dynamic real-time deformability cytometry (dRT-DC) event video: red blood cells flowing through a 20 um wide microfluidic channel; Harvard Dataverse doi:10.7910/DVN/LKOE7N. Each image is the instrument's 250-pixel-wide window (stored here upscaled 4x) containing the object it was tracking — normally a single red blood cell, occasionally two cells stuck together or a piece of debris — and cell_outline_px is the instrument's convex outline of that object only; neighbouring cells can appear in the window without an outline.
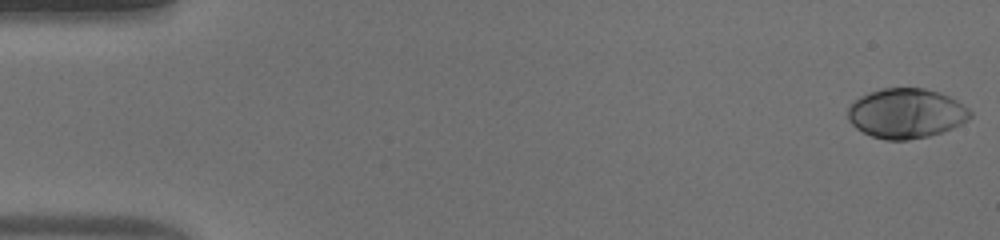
{"species": "human", "species_latin": "Homo sapiens", "temperature_condition": "warm", "stored_images_in_passage": 15, "camera_frame_rate_fps": 3000, "um_per_image_px": 0.085, "donor": {"sex": "male"}, "frame": {"image": 1, "passage_image": 1, "time_ms": 0.0, "image_size_px": [1000, 240], "cell_outline_px": [[972, 116], [968, 120], [952, 128], [928, 136], [908, 140], [884, 140], [872, 136], [856, 128], [848, 120], [848, 108], [852, 100], [868, 92], [884, 88], [924, 88], [940, 92], [956, 100], [968, 108], [972, 112]], "centroid_in_image_um": [77.0, 9.63], "position_along_channel_um": 8.0, "area_um2": 35.6}}
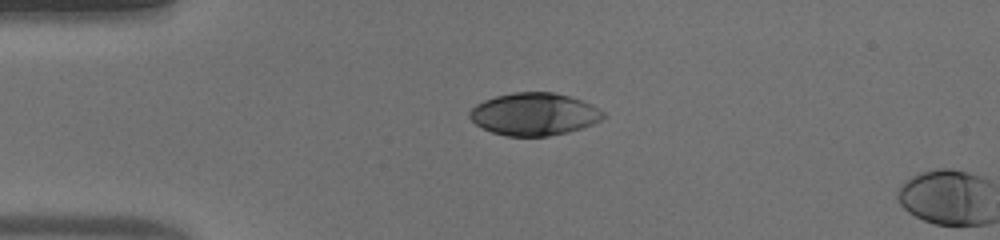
{"frame": {"image": 2, "passage_image": 13, "time_ms": 4.0, "image_size_px": [1000, 240], "cell_outline_px": [[604, 116], [600, 120], [592, 124], [568, 132], [548, 136], [508, 136], [492, 132], [476, 124], [468, 116], [468, 112], [476, 104], [484, 100], [496, 96], [512, 92], [552, 92], [568, 96], [592, 104], [604, 112]], "centroid_in_image_um": [45.38, 9.7], "position_along_channel_um": 39.6, "area_um2": 32.89}}